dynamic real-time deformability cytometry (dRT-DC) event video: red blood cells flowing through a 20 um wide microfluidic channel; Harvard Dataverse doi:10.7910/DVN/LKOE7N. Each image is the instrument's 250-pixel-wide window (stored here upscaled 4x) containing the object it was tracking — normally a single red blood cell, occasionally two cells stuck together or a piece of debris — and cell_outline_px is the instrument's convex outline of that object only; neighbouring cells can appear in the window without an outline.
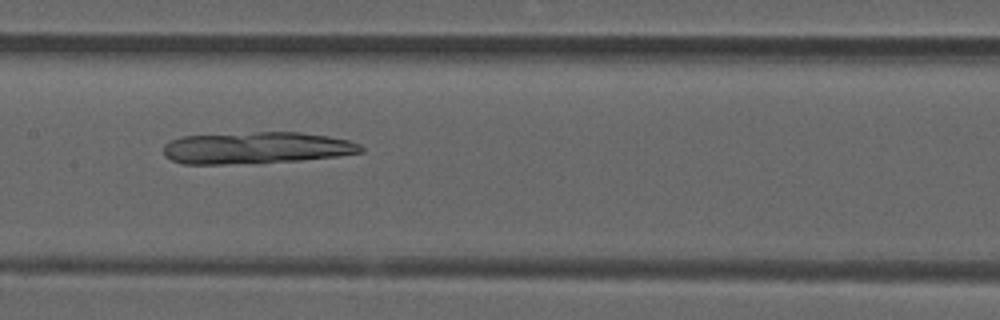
{"species": "common noctule bat (a hibernating species)", "species_latin": "Nyctalus noctula", "temperature_condition": "room temperature", "stored_images_in_passage": 51, "camera_frame_rate_fps": 3000, "um_per_image_px": 0.085, "animal": {"sex": "male", "forearm_length_mm": 52.5}, "frame": {"image": 1, "passage_image": 25, "time_ms": 8.0, "image_size_px": [1000, 320], "cell_outline_px": [[364, 152], [336, 156], [300, 160], [256, 164], [184, 164], [172, 160], [164, 156], [164, 144], [168, 140], [184, 136], [256, 132], [300, 132], [328, 136], [348, 140], [360, 144], [364, 148]], "centroid_in_image_um": [21.78, 12.58], "position_along_channel_um": 185.6, "area_um2": 36.93}}
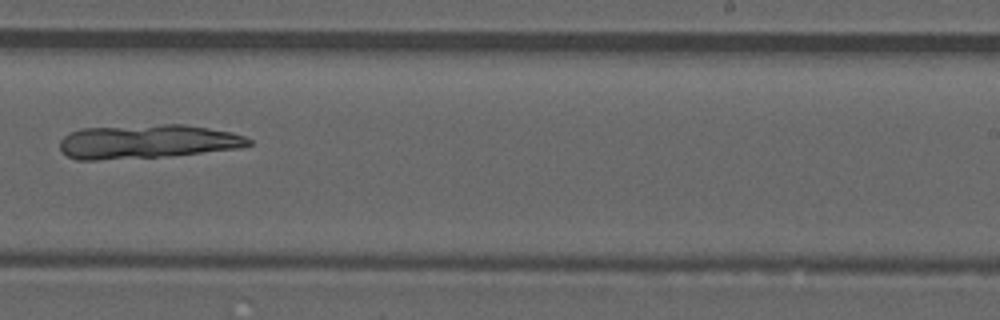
{"frame": {"image": 2, "passage_image": 32, "time_ms": 10.333, "image_size_px": [1000, 320], "cell_outline_px": [[252, 144], [236, 148], [172, 156], [96, 160], [76, 160], [68, 156], [60, 148], [60, 140], [64, 136], [80, 128], [164, 124], [184, 124], [232, 132], [244, 136], [252, 140]], "centroid_in_image_um": [12.51, 12.03], "position_along_channel_um": 276.5, "area_um2": 37.34}}
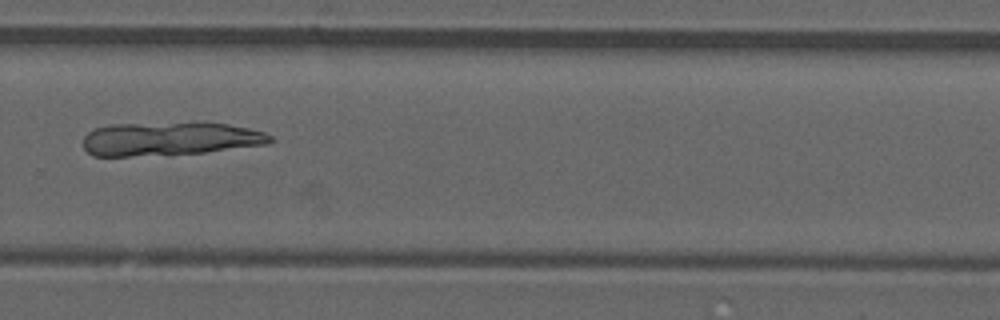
{"frame": {"image": 3, "passage_image": 35, "time_ms": 11.333, "image_size_px": [1000, 320], "cell_outline_px": [[272, 140], [268, 144], [204, 152], [128, 156], [92, 156], [84, 148], [84, 136], [88, 132], [96, 128], [108, 124], [196, 120], [204, 120], [228, 124], [248, 128], [264, 132], [272, 136]], "centroid_in_image_um": [14.44, 11.74], "position_along_channel_um": 315.4, "area_um2": 37.51}}